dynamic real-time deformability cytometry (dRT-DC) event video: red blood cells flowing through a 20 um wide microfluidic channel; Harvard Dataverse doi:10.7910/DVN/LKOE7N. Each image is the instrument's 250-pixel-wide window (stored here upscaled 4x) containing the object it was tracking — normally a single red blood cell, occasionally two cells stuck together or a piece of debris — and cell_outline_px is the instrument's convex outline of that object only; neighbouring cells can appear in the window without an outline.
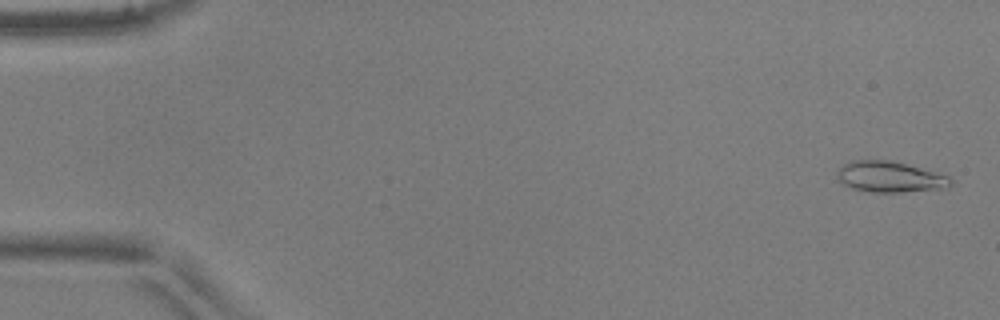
{"species": "common noctule bat (a hibernating species)", "species_latin": "Nyctalus noctula", "temperature_condition": "warm", "stored_images_in_passage": 52, "camera_frame_rate_fps": 3000, "um_per_image_px": 0.085, "animal": {"sex": "male", "body_mass_g": 17.9, "forearm_length_mm": 54.2}, "frame": {"image": 1, "passage_image": 2, "time_ms": 0.333, "image_size_px": [1000, 320], "cell_outline_px": [[952, 184], [948, 188], [900, 192], [872, 192], [852, 188], [844, 184], [836, 176], [836, 172], [844, 164], [852, 160], [888, 160], [904, 164], [948, 176], [952, 180]], "centroid_in_image_um": [75.62, 15.04], "position_along_channel_um": 9.4, "area_um2": 20.11}}
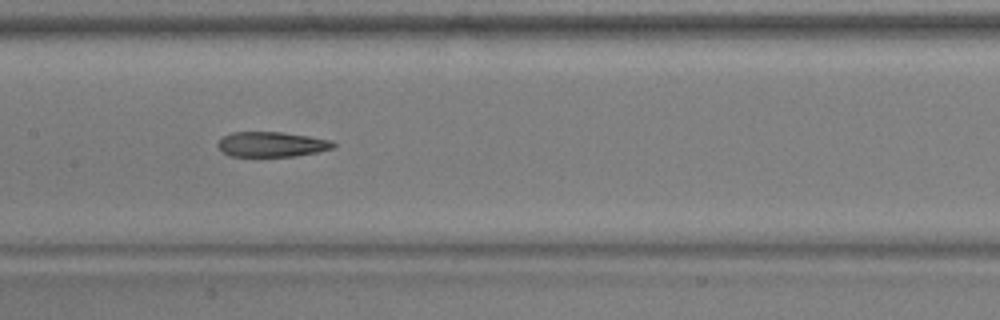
{"frame": {"image": 2, "passage_image": 26, "time_ms": 8.333, "image_size_px": [1000, 320], "cell_outline_px": [[336, 148], [296, 156], [232, 156], [224, 152], [216, 144], [224, 136], [232, 132], [280, 132], [308, 136], [332, 140], [336, 144]], "centroid_in_image_um": [23.14, 12.26], "position_along_channel_um": 184.3, "area_um2": 16.76}}
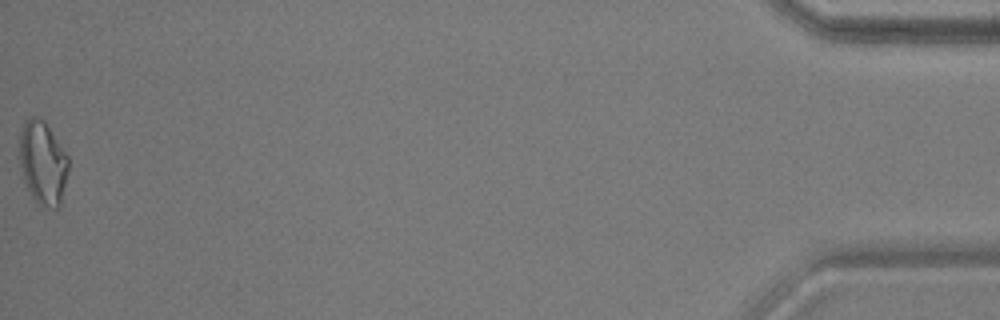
{"frame": {"image": 3, "passage_image": 52, "time_ms": 17.0, "image_size_px": [1000, 320], "cell_outline_px": [[68, 172], [60, 208], [40, 208], [32, 196], [24, 180], [16, 156], [20, 132], [24, 124], [32, 116], [36, 116], [44, 120], [68, 156]], "centroid_in_image_um": [3.61, 13.87], "position_along_channel_um": 431.6, "area_um2": 24.39}, "authors_computed_cell_mechanics": {"area_um2": 18.9873, "velocity_mm_per_s": 3.9389, "shape_relaxation_time_tau1_ms": null, "shape_relaxation_time_tau2_ms": 3.8639, "deformation_change_tau1": null, "deformation_change_tau2": 0.1232}}